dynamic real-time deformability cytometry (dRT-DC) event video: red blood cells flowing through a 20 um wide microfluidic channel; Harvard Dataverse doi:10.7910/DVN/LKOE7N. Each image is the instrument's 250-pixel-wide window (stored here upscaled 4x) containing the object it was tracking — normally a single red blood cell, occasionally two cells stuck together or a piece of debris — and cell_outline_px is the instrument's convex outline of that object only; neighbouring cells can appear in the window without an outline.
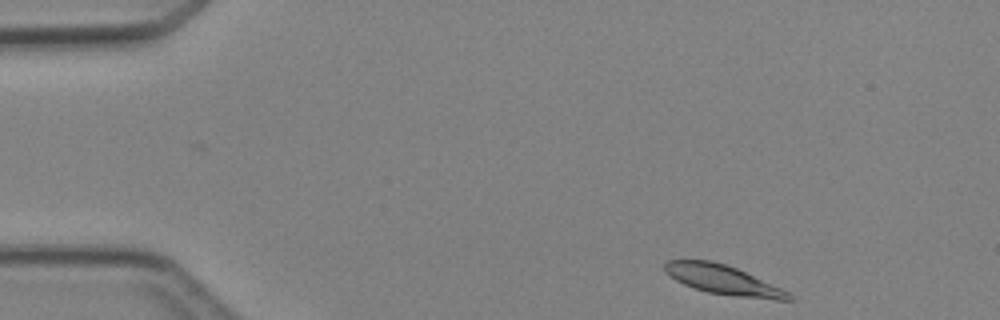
{"species": "Egyptian fruit bat (a non-hibernating species)", "species_latin": "Rousettus aegyptiacus", "temperature_condition": "cold", "stored_images_in_passage": 3, "camera_frame_rate_fps": 3000, "um_per_image_px": 0.085, "animal": {"sex": "female"}, "frame": {"image": 1, "passage_image": 1, "time_ms": 0.0, "image_size_px": [1000, 320], "cell_outline_px": [[792, 300], [776, 300], [732, 296], [708, 292], [684, 284], [676, 280], [664, 272], [664, 264], [668, 260], [712, 260], [736, 268], [780, 288], [788, 292], [792, 296]], "centroid_in_image_um": [61.43, 23.79], "position_along_channel_um": 23.6, "area_um2": 20.92}}